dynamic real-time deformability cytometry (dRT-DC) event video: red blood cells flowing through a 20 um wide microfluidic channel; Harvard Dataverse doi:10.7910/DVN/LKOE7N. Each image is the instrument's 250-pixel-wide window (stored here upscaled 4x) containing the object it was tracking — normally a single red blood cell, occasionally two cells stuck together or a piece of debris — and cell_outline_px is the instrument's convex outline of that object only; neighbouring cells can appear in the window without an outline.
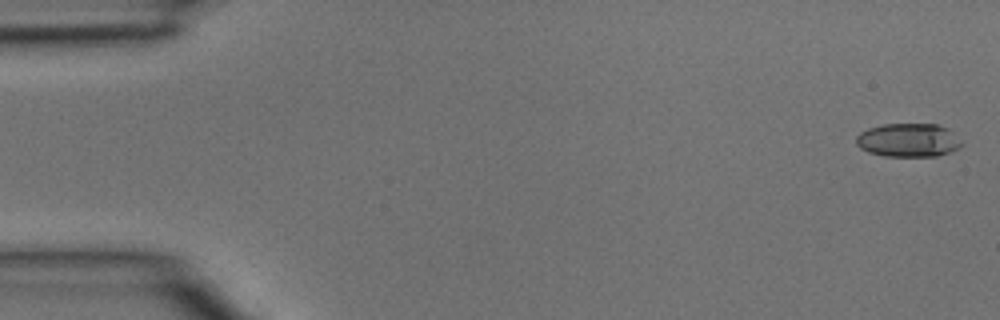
{"species": "common noctule bat (a hibernating species)", "species_latin": "Nyctalus noctula", "temperature_condition": "room temperature", "stored_images_in_passage": 40, "camera_frame_rate_fps": 3000, "um_per_image_px": 0.085, "animal": {"sex": "male", "body_mass_g": 15.6}, "frame": {"image": 1, "passage_image": 1, "time_ms": 0.0, "image_size_px": [1000, 320], "cell_outline_px": [[964, 144], [960, 148], [936, 156], [884, 156], [868, 152], [860, 148], [856, 144], [856, 136], [860, 132], [868, 128], [884, 124], [936, 124], [948, 128]], "centroid_in_image_um": [77.2, 11.91], "position_along_channel_um": 7.8, "area_um2": 20.69}}
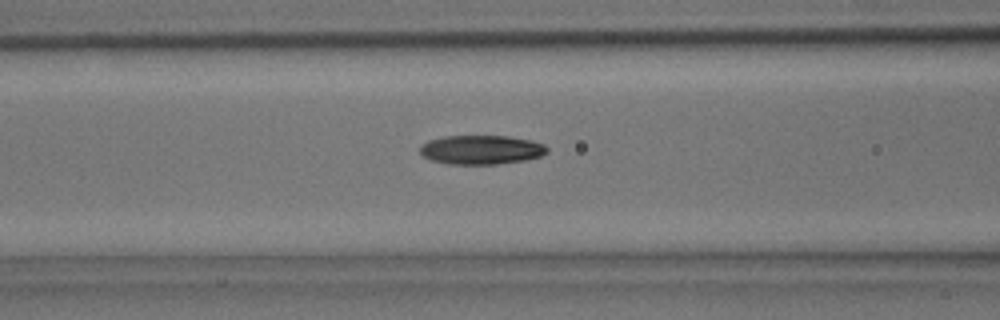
{"frame": {"image": 2, "passage_image": 16, "time_ms": 5.0, "image_size_px": [1000, 320], "cell_outline_px": [[548, 152], [540, 156], [524, 160], [496, 164], [448, 164], [432, 160], [424, 156], [420, 152], [420, 144], [428, 140], [444, 136], [508, 136], [532, 140], [544, 144], [548, 148]], "centroid_in_image_um": [40.9, 12.72], "position_along_channel_um": 125.7, "area_um2": 21.62}}
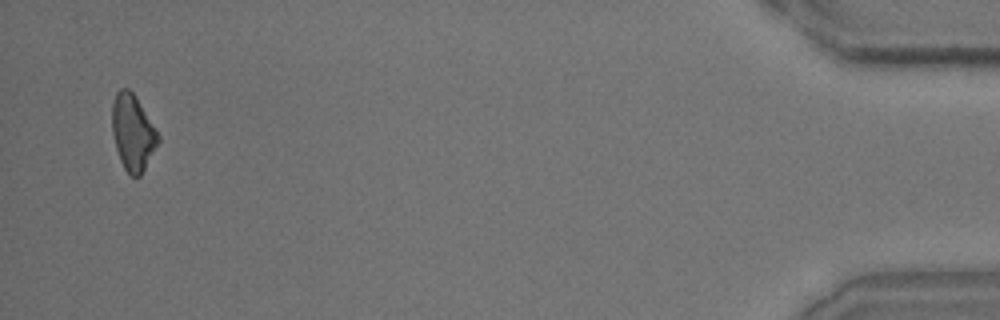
{"frame": {"image": 3, "passage_image": 39, "time_ms": 12.667, "image_size_px": [1000, 320], "cell_outline_px": [[160, 140], [140, 176], [132, 176], [124, 168], [120, 160], [116, 148], [112, 132], [112, 104], [116, 92], [120, 88], [128, 88], [136, 96], [160, 136]], "centroid_in_image_um": [11.28, 11.24], "position_along_channel_um": 423.9, "area_um2": 20.23}}